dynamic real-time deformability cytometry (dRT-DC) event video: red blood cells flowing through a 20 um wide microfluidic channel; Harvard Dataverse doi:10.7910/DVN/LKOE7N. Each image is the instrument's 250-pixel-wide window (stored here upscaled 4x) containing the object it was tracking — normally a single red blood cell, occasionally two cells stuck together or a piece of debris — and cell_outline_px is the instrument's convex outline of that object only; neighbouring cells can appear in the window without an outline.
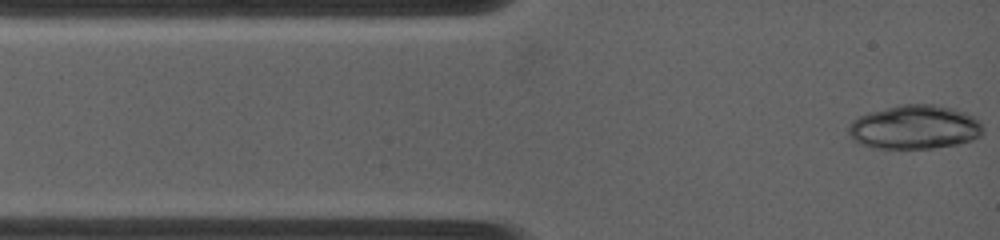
{"species": "common noctule bat (a hibernating species)", "species_latin": "Nyctalus noctula", "temperature_condition": "warm", "stored_images_in_passage": 9, "camera_frame_rate_fps": 4500, "um_per_image_px": 0.085, "animal": {"sex": "female", "body_mass_g": 19.0, "forearm_length_mm": 53.3}, "frame": {"image": 1, "passage_image": 1, "time_ms": 0.0, "image_size_px": [1000, 240], "cell_outline_px": [[980, 136], [972, 140], [956, 144], [932, 148], [876, 148], [860, 144], [852, 140], [848, 132], [848, 124], [852, 120], [868, 112], [900, 104], [932, 104], [952, 108], [964, 112], [972, 116], [980, 124]], "centroid_in_image_um": [77.67, 10.8], "position_along_channel_um": 7.3, "area_um2": 34.28}}